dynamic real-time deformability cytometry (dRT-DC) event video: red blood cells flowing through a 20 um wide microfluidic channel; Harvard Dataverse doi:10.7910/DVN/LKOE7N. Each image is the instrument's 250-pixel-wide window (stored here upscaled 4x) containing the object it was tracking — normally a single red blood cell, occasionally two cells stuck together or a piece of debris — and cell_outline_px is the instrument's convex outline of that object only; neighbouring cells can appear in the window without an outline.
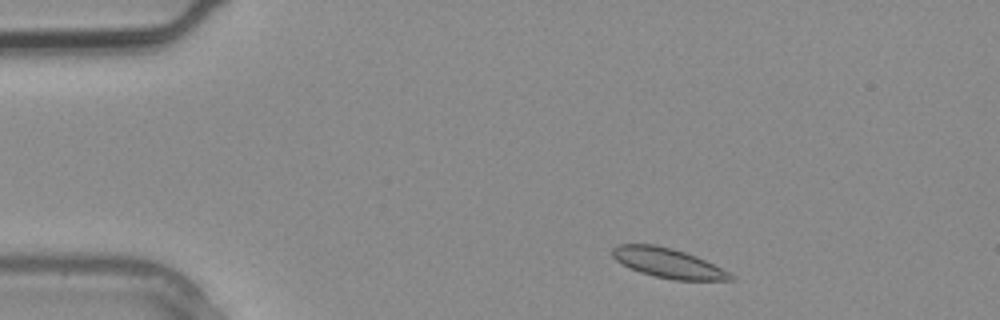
{"species": "common noctule bat (a hibernating species)", "species_latin": "Nyctalus noctula", "temperature_condition": "warm", "stored_images_in_passage": 2, "camera_frame_rate_fps": 3000, "um_per_image_px": 0.085, "animal": {"sex": "male", "body_mass_g": 20.4}, "frame": {"image": 1, "passage_image": 1, "time_ms": 0.0, "image_size_px": [1000, 320], "cell_outline_px": [[736, 280], [672, 280], [640, 272], [616, 260], [612, 256], [612, 248], [616, 244], [656, 244], [672, 248], [696, 256], [736, 276]], "centroid_in_image_um": [56.78, 22.35], "position_along_channel_um": 28.2, "area_um2": 20.23}}
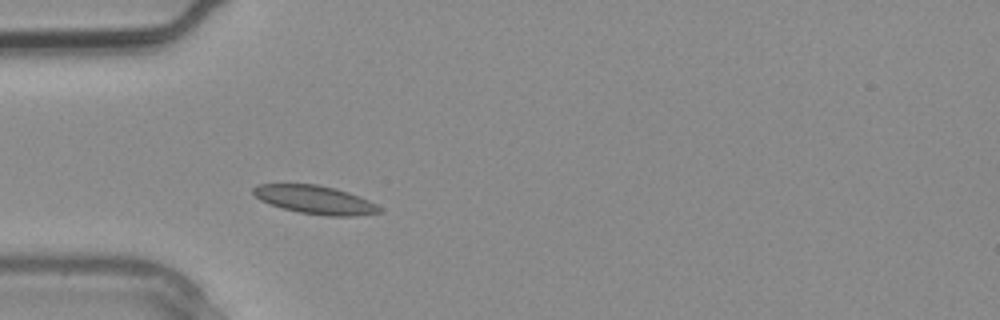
{"frame": {"image": 2, "passage_image": 2, "time_ms": 0.333, "image_size_px": [1000, 320], "cell_outline_px": [[380, 212], [356, 216], [328, 216], [300, 212], [284, 208], [260, 200], [252, 192], [252, 188], [260, 184], [320, 184], [336, 188], [348, 192], [368, 200], [376, 204], [380, 208]], "centroid_in_image_um": [26.78, 16.97], "position_along_channel_um": 58.2, "area_um2": 20.63}}